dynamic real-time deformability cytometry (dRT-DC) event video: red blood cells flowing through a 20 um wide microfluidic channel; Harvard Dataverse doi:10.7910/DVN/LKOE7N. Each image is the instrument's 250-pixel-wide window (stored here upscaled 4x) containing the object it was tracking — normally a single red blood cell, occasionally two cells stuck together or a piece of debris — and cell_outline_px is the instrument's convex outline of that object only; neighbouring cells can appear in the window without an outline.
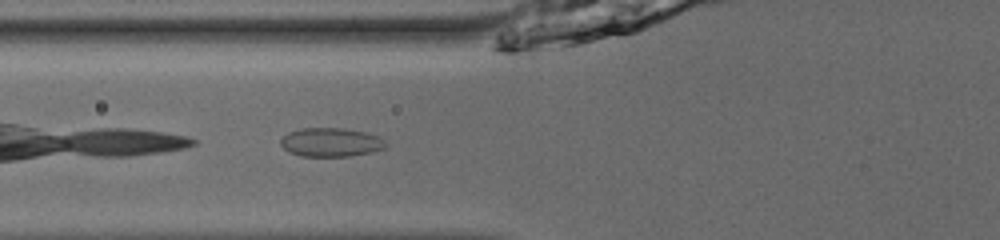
{"species": "common noctule bat (a hibernating species)", "species_latin": "Nyctalus noctula", "temperature_condition": "room temperature", "stored_images_in_passage": 30, "camera_frame_rate_fps": 3000, "um_per_image_px": 0.085, "animal": {"sex": "male", "body_mass_g": 13.0, "forearm_length_mm": 53.1}, "frame": {"image": 1, "passage_image": 3, "time_ms": 0.667, "image_size_px": [1000, 240], "cell_outline_px": [[384, 148], [372, 152], [348, 156], [300, 156], [288, 152], [280, 144], [280, 140], [288, 132], [300, 128], [340, 128], [364, 132], [376, 136], [384, 140]], "centroid_in_image_um": [28.06, 12.1], "position_along_channel_um": 97.7, "area_um2": 17.46}}
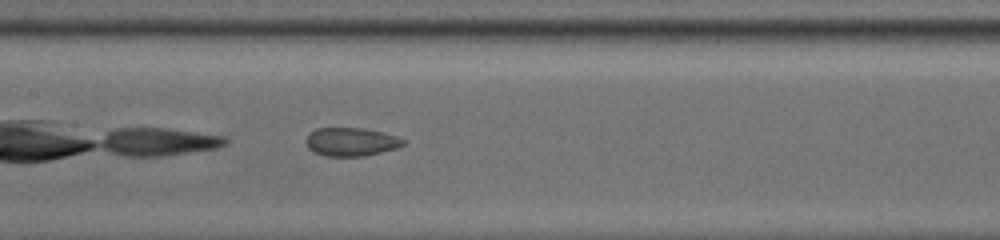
{"frame": {"image": 2, "passage_image": 9, "time_ms": 2.667, "image_size_px": [1000, 240], "cell_outline_px": [[404, 144], [396, 148], [364, 156], [324, 156], [312, 152], [308, 148], [308, 136], [316, 128], [364, 128], [396, 136], [404, 140]], "centroid_in_image_um": [29.83, 12.06], "position_along_channel_um": 177.6, "area_um2": 15.84}}
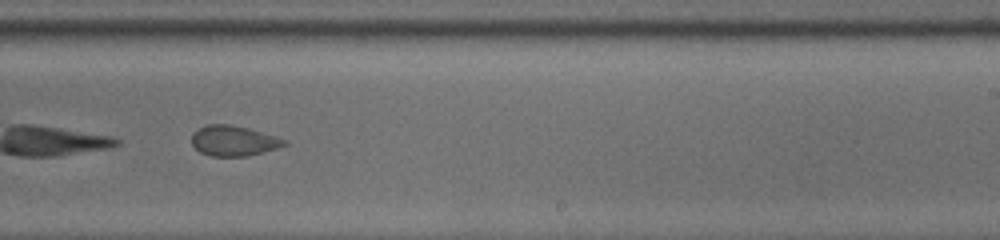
{"frame": {"image": 3, "passage_image": 16, "time_ms": 5.0, "image_size_px": [1000, 240], "cell_outline_px": [[288, 144], [276, 148], [248, 156], [212, 156], [200, 152], [192, 144], [192, 132], [196, 128], [208, 124], [228, 124], [248, 128], [276, 136], [288, 140]], "centroid_in_image_um": [19.84, 11.95], "position_along_channel_um": 269.2, "area_um2": 16.42}}